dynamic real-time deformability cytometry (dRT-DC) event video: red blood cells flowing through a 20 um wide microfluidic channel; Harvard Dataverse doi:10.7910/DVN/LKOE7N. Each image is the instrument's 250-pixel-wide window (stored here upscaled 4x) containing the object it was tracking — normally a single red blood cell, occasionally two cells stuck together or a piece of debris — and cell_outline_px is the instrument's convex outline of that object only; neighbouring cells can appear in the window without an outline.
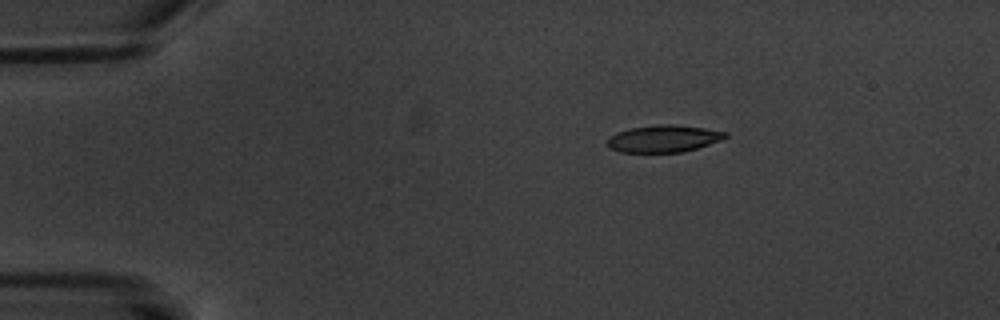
{"species": "common noctule bat (a hibernating species)", "species_latin": "Nyctalus noctula", "temperature_condition": "warm", "stored_images_in_passage": 3, "camera_frame_rate_fps": 3000, "um_per_image_px": 0.085, "animal": {"sex": "male", "body_mass_g": 20.1, "forearm_length_mm": 53.5}, "frame": {"image": 1, "passage_image": 1, "time_ms": 0.0, "image_size_px": [1000, 320], "cell_outline_px": [[728, 136], [724, 140], [684, 152], [620, 152], [608, 148], [608, 140], [616, 132], [628, 128], [656, 124], [676, 124], [704, 128], [728, 132]], "centroid_in_image_um": [56.45, 11.78], "position_along_channel_um": 28.6, "area_um2": 18.9}}